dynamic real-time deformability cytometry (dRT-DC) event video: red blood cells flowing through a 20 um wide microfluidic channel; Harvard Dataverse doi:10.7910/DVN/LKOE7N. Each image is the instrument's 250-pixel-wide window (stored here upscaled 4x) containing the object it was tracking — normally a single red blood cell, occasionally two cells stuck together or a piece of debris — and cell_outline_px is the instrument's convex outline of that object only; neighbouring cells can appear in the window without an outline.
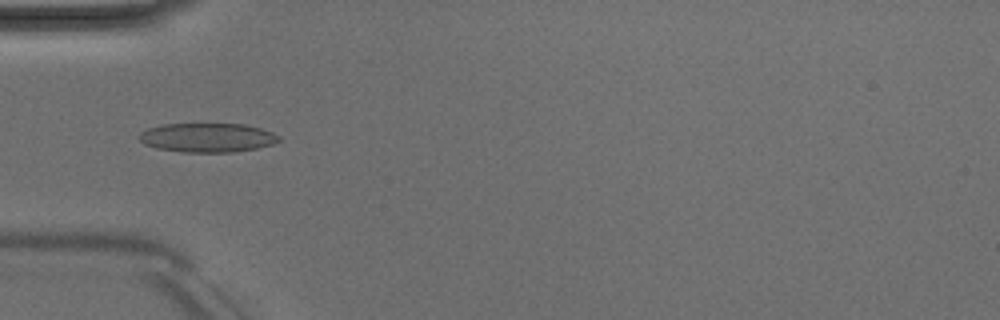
{"species": "Egyptian fruit bat (a non-hibernating species)", "species_latin": "Rousettus aegyptiacus", "temperature_condition": "room temperature", "stored_images_in_passage": 42, "camera_frame_rate_fps": 3000, "um_per_image_px": 0.085, "animal": {"sex": "male"}, "frame": {"image": 1, "passage_image": 8, "time_ms": 2.333, "image_size_px": [1000, 320], "cell_outline_px": [[280, 140], [272, 144], [256, 148], [232, 152], [180, 152], [156, 148], [144, 144], [136, 136], [140, 132], [148, 128], [164, 124], [244, 124], [260, 128], [272, 132], [280, 136]], "centroid_in_image_um": [17.59, 11.7], "position_along_channel_um": 67.4, "area_um2": 23.76}}
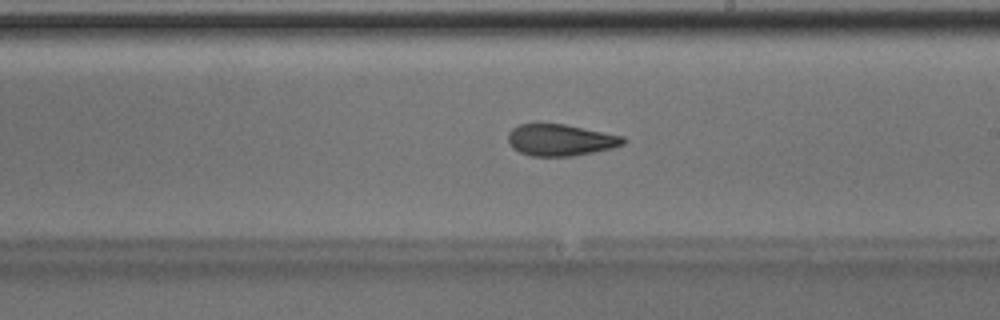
{"frame": {"image": 2, "passage_image": 21, "time_ms": 6.667, "image_size_px": [1000, 320], "cell_outline_px": [[624, 144], [612, 148], [572, 156], [532, 156], [520, 152], [512, 148], [508, 140], [508, 132], [512, 128], [520, 124], [564, 124], [624, 136]], "centroid_in_image_um": [47.62, 11.9], "position_along_channel_um": 241.4, "area_um2": 21.04}}
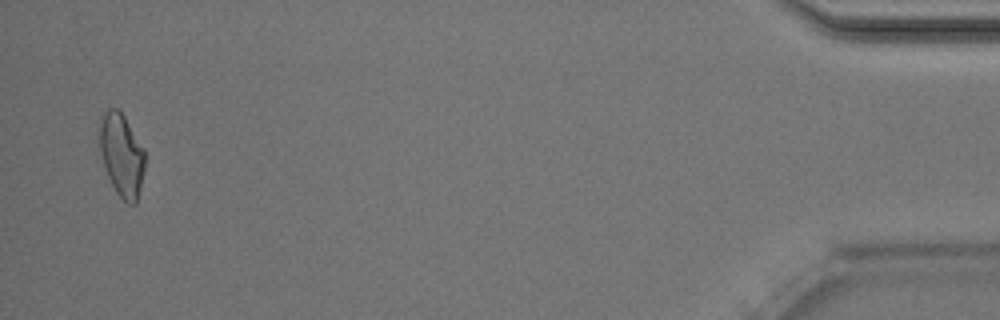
{"frame": {"image": 3, "passage_image": 41, "time_ms": 13.333, "image_size_px": [1000, 320], "cell_outline_px": [[144, 168], [136, 204], [128, 204], [116, 192], [108, 176], [104, 164], [100, 148], [100, 120], [104, 112], [108, 108], [116, 108], [124, 116], [144, 148]], "centroid_in_image_um": [10.34, 13.16], "position_along_channel_um": 424.9, "area_um2": 21.44}, "authors_computed_cell_mechanics": {"area_um2": 21.5305, "velocity_mm_per_s": 4.0155, "shape_relaxation_time_tau1_ms": 6.5565, "shape_relaxation_time_tau2_ms": 2.6667, "deformation_change_tau1": 0.1804, "deformation_change_tau2": 0.0896}}